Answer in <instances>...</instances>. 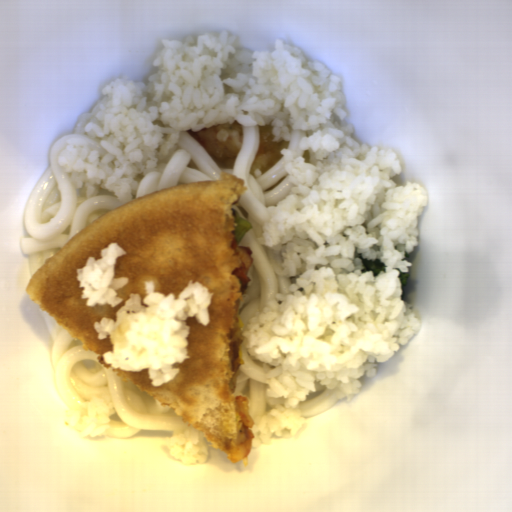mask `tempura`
Masks as SVG:
<instances>
[{"label": "tempura", "mask_w": 512, "mask_h": 512, "mask_svg": "<svg viewBox=\"0 0 512 512\" xmlns=\"http://www.w3.org/2000/svg\"><path fill=\"white\" fill-rule=\"evenodd\" d=\"M272 129L273 126L271 125H258V151L250 165L251 175L255 176L256 169H260L263 174L267 172L278 160L284 157L280 151L283 148L289 149L290 141L284 139L280 143L273 142Z\"/></svg>", "instance_id": "d4f62c59"}, {"label": "tempura", "mask_w": 512, "mask_h": 512, "mask_svg": "<svg viewBox=\"0 0 512 512\" xmlns=\"http://www.w3.org/2000/svg\"><path fill=\"white\" fill-rule=\"evenodd\" d=\"M187 131L220 170L233 168L242 147L243 124L235 119L232 124L227 122L204 127L199 131L191 128Z\"/></svg>", "instance_id": "8679c707"}]
</instances>
